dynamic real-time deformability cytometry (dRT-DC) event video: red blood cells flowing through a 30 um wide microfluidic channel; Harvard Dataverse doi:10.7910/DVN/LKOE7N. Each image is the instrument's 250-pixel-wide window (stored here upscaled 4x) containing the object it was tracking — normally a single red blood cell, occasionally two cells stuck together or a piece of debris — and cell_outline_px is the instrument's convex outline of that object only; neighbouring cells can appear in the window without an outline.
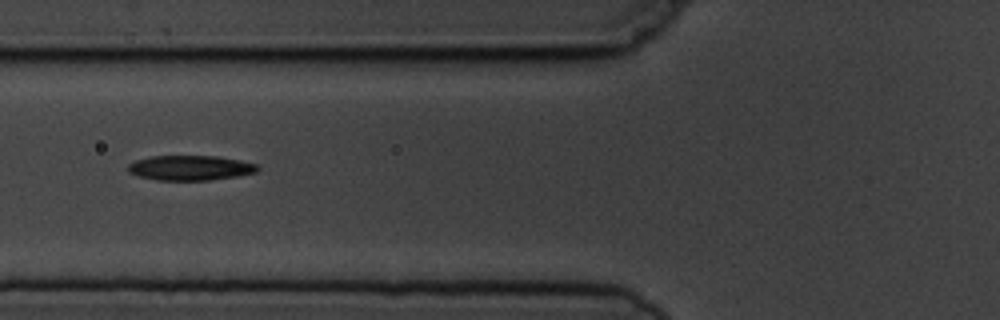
{"species": "common noctule bat (a hibernating species)", "species_latin": "Nyctalus noctula", "temperature_condition": "cold", "stored_images_in_passage": 7, "camera_frame_rate_fps": 3000, "um_per_image_px": 0.085, "animal": {"sex": "male", "body_mass_g": 19.5, "forearm_length_mm": 54.6}, "frame": {"image": 1, "passage_image": 3, "time_ms": 2.333, "image_size_px": [1000, 320], "cell_outline_px": [[260, 168], [256, 172], [236, 176], [208, 180], [156, 180], [140, 176], [128, 172], [128, 164], [136, 160], [152, 156], [216, 156], [240, 160], [256, 164]], "centroid_in_image_um": [16.17, 14.26], "position_along_channel_um": 109.6, "area_um2": 18.67}}
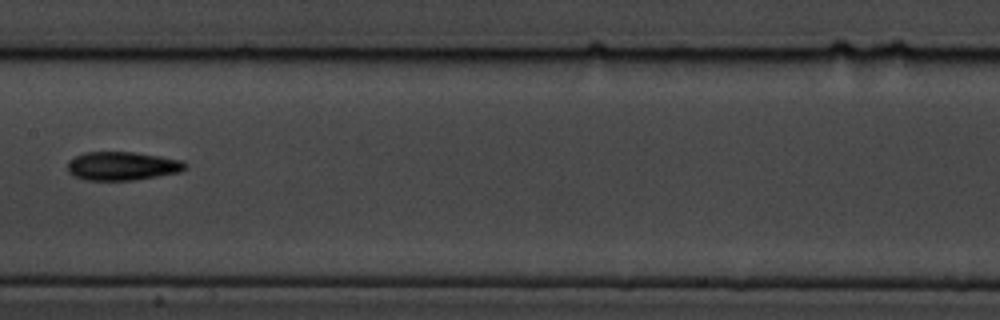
{"frame": {"image": 2, "passage_image": 5, "time_ms": 4.667, "image_size_px": [1000, 320], "cell_outline_px": [[188, 168], [180, 172], [132, 180], [84, 180], [72, 176], [68, 172], [68, 160], [84, 152], [132, 152], [160, 156], [184, 160], [188, 164]], "centroid_in_image_um": [10.4, 14.11], "position_along_channel_um": 197.0, "area_um2": 19.77}}
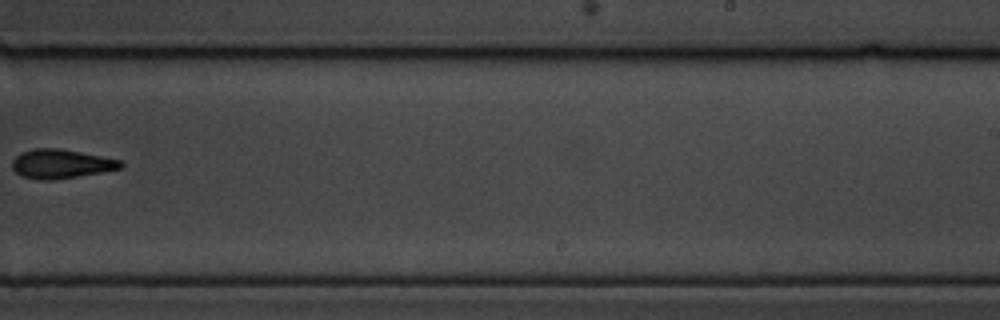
{"frame": {"image": 3, "passage_image": 7, "time_ms": 7.0, "image_size_px": [1000, 320], "cell_outline_px": [[124, 164], [120, 168], [100, 172], [52, 180], [40, 180], [20, 176], [12, 168], [12, 160], [20, 152], [32, 148], [60, 148], [120, 160]], "centroid_in_image_um": [5.12, 13.92], "position_along_channel_um": 283.9, "area_um2": 18.26}}